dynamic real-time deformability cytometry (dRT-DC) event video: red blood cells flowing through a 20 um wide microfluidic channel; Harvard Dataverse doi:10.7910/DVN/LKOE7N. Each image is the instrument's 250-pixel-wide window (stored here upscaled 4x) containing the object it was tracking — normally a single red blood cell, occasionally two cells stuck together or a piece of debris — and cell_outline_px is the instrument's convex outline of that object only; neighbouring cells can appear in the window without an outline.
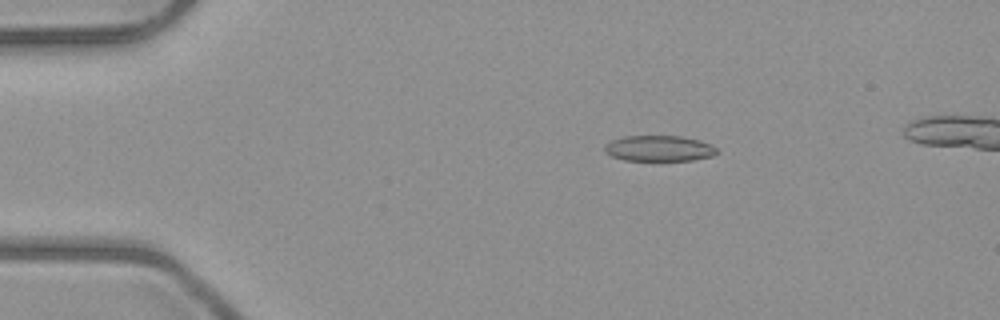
{"species": "common noctule bat (a hibernating species)", "species_latin": "Nyctalus noctula", "temperature_condition": "room temperature", "stored_images_in_passage": 5, "camera_frame_rate_fps": 3000, "um_per_image_px": 0.085, "animal": {"sex": "male", "body_mass_g": 23.1, "forearm_length_mm": 52.7}, "frame": {"image": 1, "passage_image": 3, "time_ms": 2.333, "image_size_px": [1000, 320], "cell_outline_px": [[720, 152], [712, 156], [692, 160], [624, 160], [612, 156], [604, 152], [604, 148], [612, 140], [624, 136], [680, 136], [700, 140], [712, 144]], "centroid_in_image_um": [56.06, 12.61], "position_along_channel_um": 28.9, "area_um2": 16.82}}